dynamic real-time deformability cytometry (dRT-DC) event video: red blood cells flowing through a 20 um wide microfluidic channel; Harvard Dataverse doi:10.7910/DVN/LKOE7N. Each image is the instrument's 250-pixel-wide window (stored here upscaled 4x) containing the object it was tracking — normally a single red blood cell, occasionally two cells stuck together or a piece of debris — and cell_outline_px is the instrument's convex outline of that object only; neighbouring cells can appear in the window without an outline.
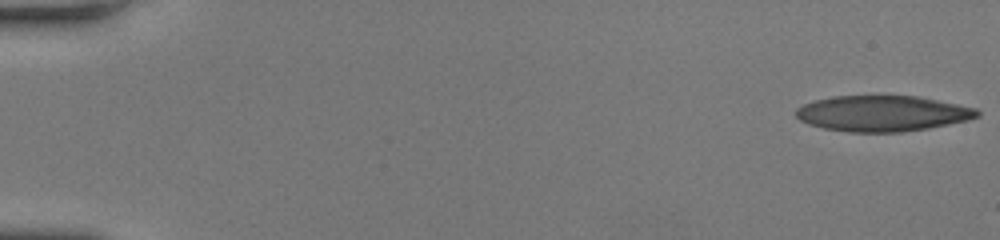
{"species": "human", "species_latin": "Homo sapiens", "temperature_condition": "room temperature", "stored_images_in_passage": 46, "camera_frame_rate_fps": 3000, "um_per_image_px": 0.085, "donor": {"sex": "female"}, "frame": {"image": 1, "passage_image": 1, "time_ms": 0.0, "image_size_px": [1000, 240], "cell_outline_px": [[980, 116], [968, 120], [928, 128], [904, 132], [848, 132], [824, 128], [808, 124], [800, 120], [796, 116], [796, 108], [804, 104], [816, 100], [832, 96], [920, 96], [976, 108], [980, 112]], "centroid_in_image_um": [75.02, 9.64], "position_along_channel_um": 10.0, "area_um2": 37.8}}
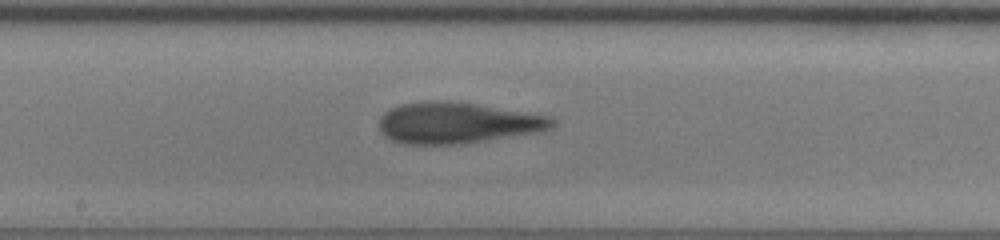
{"frame": {"image": 2, "passage_image": 26, "time_ms": 8.333, "image_size_px": [1000, 240], "cell_outline_px": [[552, 128], [540, 132], [464, 144], [400, 144], [384, 136], [380, 132], [380, 116], [384, 112], [400, 104], [440, 100], [476, 104], [548, 116], [552, 120]], "centroid_in_image_um": [38.82, 10.46], "position_along_channel_um": 209.4, "area_um2": 41.27}}
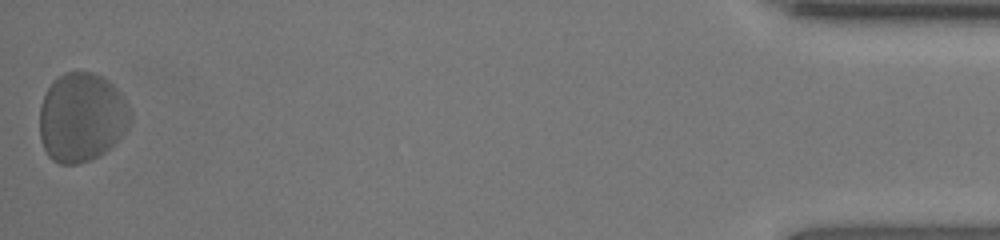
{"frame": {"image": 3, "passage_image": 46, "time_ms": 15.0, "image_size_px": [1000, 240], "cell_outline_px": [[132, 112], [128, 128], [104, 152], [80, 164], [60, 164], [52, 160], [48, 156], [40, 140], [40, 108], [44, 96], [52, 80], [56, 76], [64, 72], [92, 72], [108, 80], [116, 88]], "centroid_in_image_um": [6.91, 9.96], "position_along_channel_um": 428.3, "area_um2": 46.99}}